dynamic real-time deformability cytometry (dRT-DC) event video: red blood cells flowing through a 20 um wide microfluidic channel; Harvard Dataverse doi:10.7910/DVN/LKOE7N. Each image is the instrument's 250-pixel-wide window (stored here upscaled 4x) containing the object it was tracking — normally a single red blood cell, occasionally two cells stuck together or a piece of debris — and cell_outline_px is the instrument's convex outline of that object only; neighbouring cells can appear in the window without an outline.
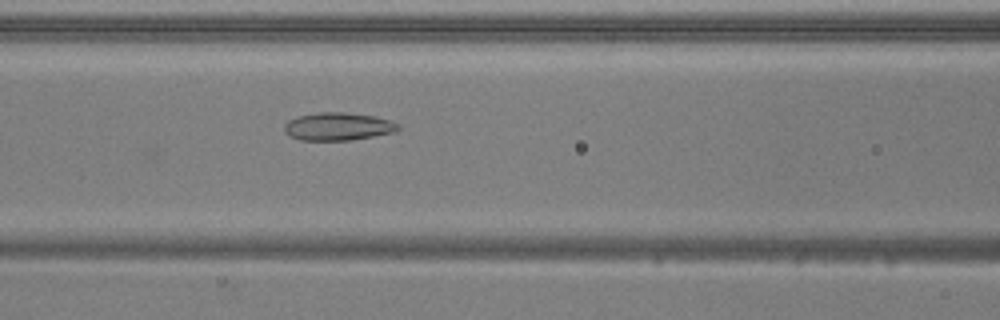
{"species": "common noctule bat (a hibernating species)", "species_latin": "Nyctalus noctula", "temperature_condition": "warm", "stored_images_in_passage": 32, "camera_frame_rate_fps": 3000, "um_per_image_px": 0.085, "animal": {"sex": "male", "body_mass_g": 20.5, "forearm_length_mm": 52.5}, "frame": {"image": 1, "passage_image": 8, "time_ms": 2.333, "image_size_px": [1000, 320], "cell_outline_px": [[400, 128], [392, 132], [352, 140], [300, 140], [288, 136], [284, 132], [284, 124], [288, 120], [296, 116], [320, 112], [344, 112], [376, 116], [392, 120], [400, 124]], "centroid_in_image_um": [28.7, 10.74], "position_along_channel_um": 137.9, "area_um2": 18.67}}
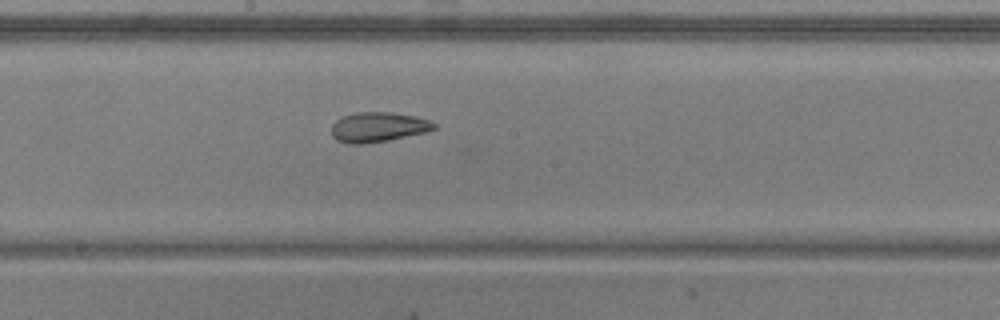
{"frame": {"image": 2, "passage_image": 14, "time_ms": 4.333, "image_size_px": [1000, 320], "cell_outline_px": [[436, 128], [428, 132], [388, 140], [360, 144], [348, 144], [336, 140], [332, 136], [332, 124], [340, 116], [356, 112], [392, 112], [412, 116], [428, 120], [436, 124]], "centroid_in_image_um": [32.11, 10.8], "position_along_channel_um": 216.1, "area_um2": 17.92}}
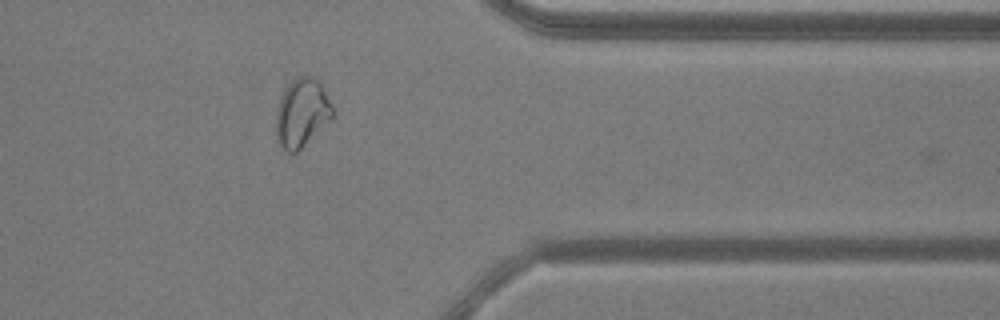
{"frame": {"image": 3, "passage_image": 28, "time_ms": 9.0, "image_size_px": [1000, 320], "cell_outline_px": [[336, 116], [332, 120], [296, 152], [288, 152], [276, 140], [276, 112], [280, 96], [288, 84], [296, 76], [312, 76], [320, 84], [332, 104], [336, 112]], "centroid_in_image_um": [25.68, 9.59], "position_along_channel_um": 385.7, "area_um2": 22.72}, "authors_computed_cell_mechanics": {"area_um2": 17.9469, "velocity_mm_per_s": 3.9064, "shape_relaxation_time_tau1_ms": null, "shape_relaxation_time_tau2_ms": 2.0735, "deformation_change_tau1": null, "deformation_change_tau2": 0.0828}}